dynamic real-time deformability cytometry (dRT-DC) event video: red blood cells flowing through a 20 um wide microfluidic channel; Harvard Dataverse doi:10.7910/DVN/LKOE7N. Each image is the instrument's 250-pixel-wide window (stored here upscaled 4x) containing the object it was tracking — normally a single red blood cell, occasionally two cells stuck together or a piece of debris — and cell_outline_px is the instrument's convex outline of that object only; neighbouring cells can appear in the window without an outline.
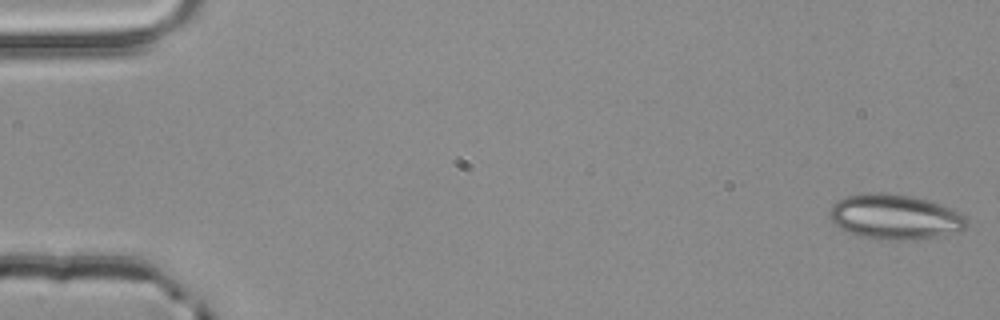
{"species": "common noctule bat (a hibernating species)", "species_latin": "Nyctalus noctula", "temperature_condition": "room temperature", "stored_images_in_passage": 53, "camera_frame_rate_fps": 3000, "um_per_image_px": 0.085, "animal": {"sex": "male", "body_mass_g": 20.4}, "frame": {"image": 1, "passage_image": 1, "time_ms": 0.0, "image_size_px": [1000, 320], "cell_outline_px": [[968, 224], [960, 232], [936, 240], [888, 240], [864, 236], [840, 228], [832, 220], [828, 212], [832, 204], [836, 200], [844, 196], [868, 192], [876, 192], [908, 196], [928, 200], [940, 204], [960, 212], [968, 220]], "centroid_in_image_um": [76.14, 18.46], "position_along_channel_um": 8.9, "area_um2": 36.47}}
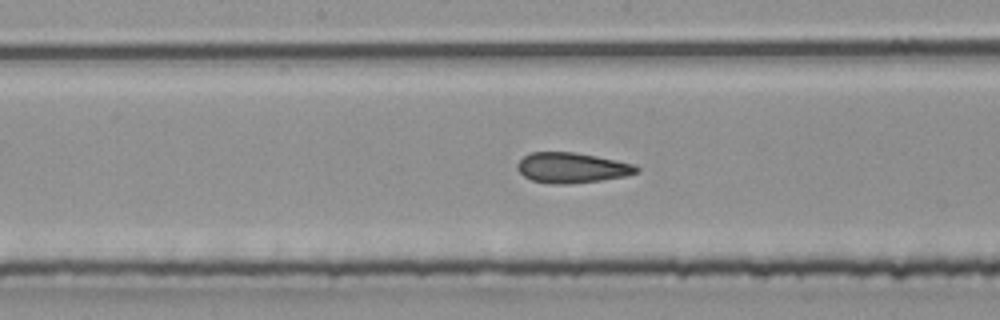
{"frame": {"image": 2, "passage_image": 28, "time_ms": 9.0, "image_size_px": [1000, 320], "cell_outline_px": [[640, 172], [624, 176], [600, 180], [572, 184], [552, 184], [532, 180], [524, 176], [516, 168], [516, 164], [524, 156], [532, 152], [572, 152], [596, 156], [636, 164], [640, 168]], "centroid_in_image_um": [48.62, 14.26], "position_along_channel_um": 199.6, "area_um2": 21.1}}
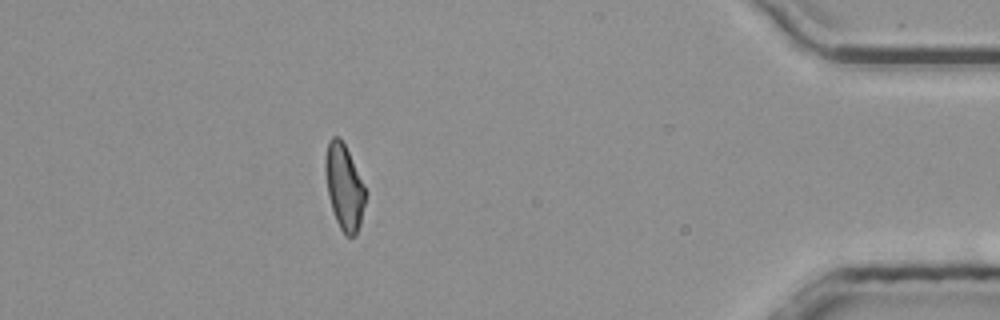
{"frame": {"image": 3, "passage_image": 48, "time_ms": 15.667, "image_size_px": [1000, 320], "cell_outline_px": [[368, 192], [360, 224], [356, 236], [344, 236], [336, 220], [328, 196], [324, 168], [324, 160], [328, 140], [332, 136], [340, 136]], "centroid_in_image_um": [29.26, 15.9], "position_along_channel_um": 405.9, "area_um2": 20.23}}